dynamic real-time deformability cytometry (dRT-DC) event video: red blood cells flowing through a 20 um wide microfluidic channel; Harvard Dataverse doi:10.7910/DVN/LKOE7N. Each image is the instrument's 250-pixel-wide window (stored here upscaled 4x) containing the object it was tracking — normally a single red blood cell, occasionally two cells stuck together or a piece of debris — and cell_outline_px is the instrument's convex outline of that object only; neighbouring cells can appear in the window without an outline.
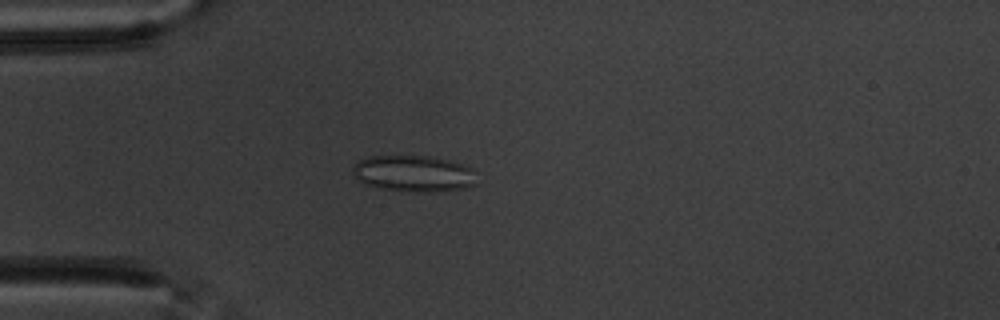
{"species": "common noctule bat (a hibernating species)", "species_latin": "Nyctalus noctula", "temperature_condition": "warm", "stored_images_in_passage": 58, "camera_frame_rate_fps": 3000, "um_per_image_px": 0.085, "animal": {"sex": "male", "body_mass_g": 20.1, "forearm_length_mm": 53.5}, "frame": {"image": 1, "passage_image": 16, "time_ms": 5.0, "image_size_px": [1000, 320], "cell_outline_px": [[476, 184], [464, 188], [440, 192], [400, 192], [380, 188], [364, 184], [352, 172], [352, 168], [360, 160], [368, 156], [428, 156], [448, 160], [472, 168], [476, 172]], "centroid_in_image_um": [35.18, 14.77], "position_along_channel_um": 49.8, "area_um2": 26.53}}
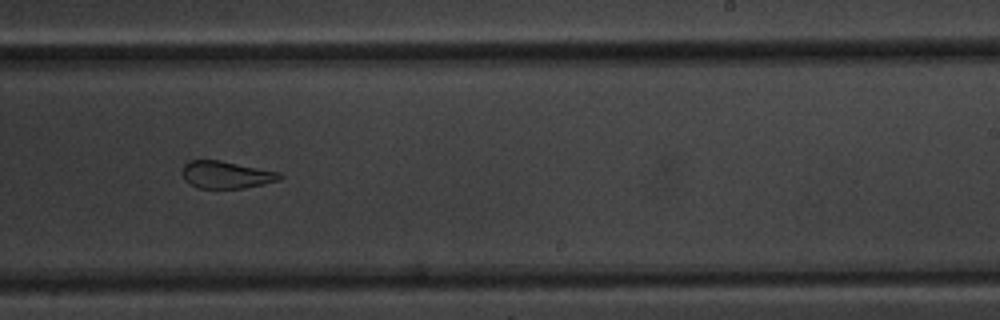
{"frame": {"image": 2, "passage_image": 36, "time_ms": 11.667, "image_size_px": [1000, 320], "cell_outline_px": [[284, 176], [280, 180], [264, 184], [244, 188], [200, 188], [184, 180], [184, 164], [188, 160], [220, 160], [280, 172]], "centroid_in_image_um": [19.28, 14.85], "position_along_channel_um": 269.7, "area_um2": 15.43}}
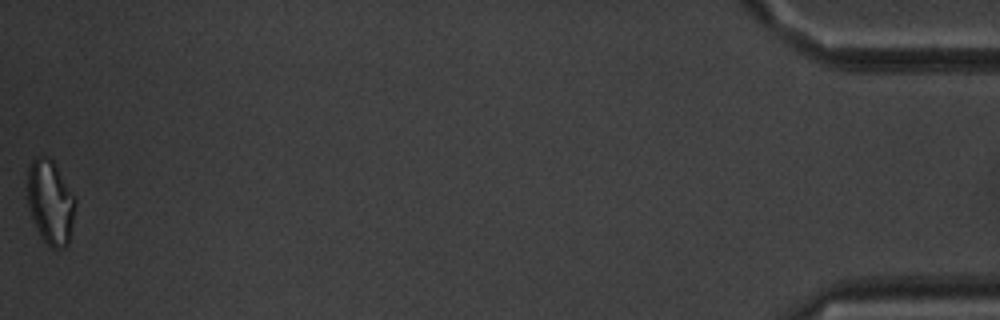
{"frame": {"image": 3, "passage_image": 58, "time_ms": 19.0, "image_size_px": [1000, 320], "cell_outline_px": [[76, 200], [72, 224], [68, 244], [64, 248], [52, 248], [40, 236], [36, 228], [28, 204], [28, 164], [36, 156], [44, 156], [52, 160], [76, 196]], "centroid_in_image_um": [4.29, 17.17], "position_along_channel_um": 430.9, "area_um2": 23.41}, "authors_computed_cell_mechanics": {"area_um2": 20.8658, "velocity_mm_per_s": 3.4693, "shape_relaxation_time_tau1_ms": null, "shape_relaxation_time_tau2_ms": 1.5941, "deformation_change_tau1": null, "deformation_change_tau2": 0.0791}}